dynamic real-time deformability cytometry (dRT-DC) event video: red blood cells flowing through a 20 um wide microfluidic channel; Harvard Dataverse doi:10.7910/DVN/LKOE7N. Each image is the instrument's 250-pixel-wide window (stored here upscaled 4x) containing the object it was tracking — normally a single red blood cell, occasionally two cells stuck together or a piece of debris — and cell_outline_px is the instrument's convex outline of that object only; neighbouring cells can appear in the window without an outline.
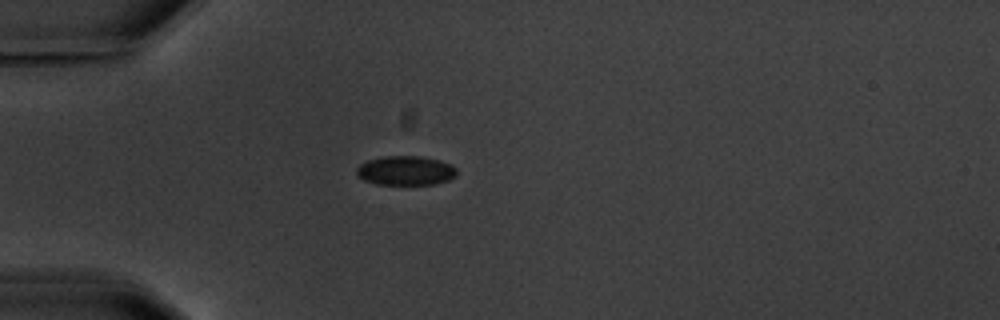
{"species": "common noctule bat (a hibernating species)", "species_latin": "Nyctalus noctula", "temperature_condition": "warm", "stored_images_in_passage": 6, "camera_frame_rate_fps": 3000, "um_per_image_px": 0.085, "animal": {"sex": "male", "body_mass_g": 20.1, "forearm_length_mm": 53.5}, "frame": {"image": 1, "passage_image": 4, "time_ms": 3.667, "image_size_px": [1000, 320], "cell_outline_px": [[456, 176], [448, 180], [436, 184], [376, 184], [364, 180], [356, 172], [356, 168], [360, 164], [368, 160], [384, 156], [420, 156], [436, 160], [448, 164], [456, 168]], "centroid_in_image_um": [34.46, 14.5], "position_along_channel_um": 50.5, "area_um2": 16.88}}
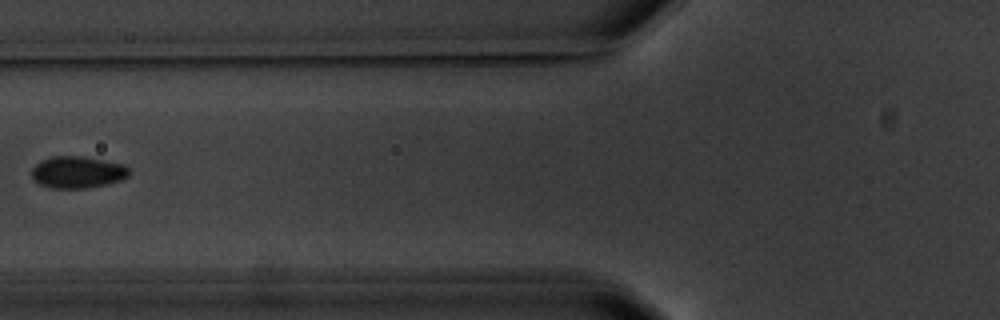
{"frame": {"image": 2, "passage_image": 6, "time_ms": 6.0, "image_size_px": [1000, 320], "cell_outline_px": [[128, 176], [120, 180], [108, 184], [88, 188], [48, 188], [40, 184], [32, 176], [32, 168], [40, 160], [52, 156], [84, 156], [124, 164], [128, 168]], "centroid_in_image_um": [6.58, 14.63], "position_along_channel_um": 119.2, "area_um2": 18.15}}